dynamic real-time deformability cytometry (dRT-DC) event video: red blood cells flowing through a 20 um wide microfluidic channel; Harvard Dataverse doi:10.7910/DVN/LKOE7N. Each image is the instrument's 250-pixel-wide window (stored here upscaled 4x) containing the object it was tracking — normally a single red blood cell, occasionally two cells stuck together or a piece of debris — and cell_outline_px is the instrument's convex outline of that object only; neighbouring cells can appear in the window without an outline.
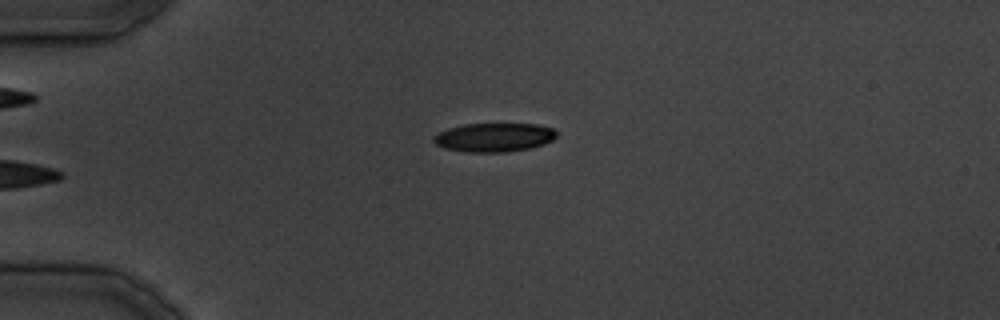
{"species": "common noctule bat (a hibernating species)", "species_latin": "Nyctalus noctula", "temperature_condition": "cold", "stored_images_in_passage": 19, "camera_frame_rate_fps": 3000, "um_per_image_px": 0.085, "animal": {"sex": "male", "body_mass_g": 19.5, "forearm_length_mm": 54.6}, "frame": {"image": 1, "passage_image": 1, "time_ms": 0.0, "image_size_px": [1000, 320], "cell_outline_px": [[556, 136], [552, 140], [544, 144], [532, 148], [508, 152], [464, 152], [444, 148], [436, 144], [432, 140], [432, 136], [448, 128], [464, 124], [536, 124], [552, 128], [556, 132]], "centroid_in_image_um": [41.98, 11.68], "position_along_channel_um": 43.0, "area_um2": 20.75}}
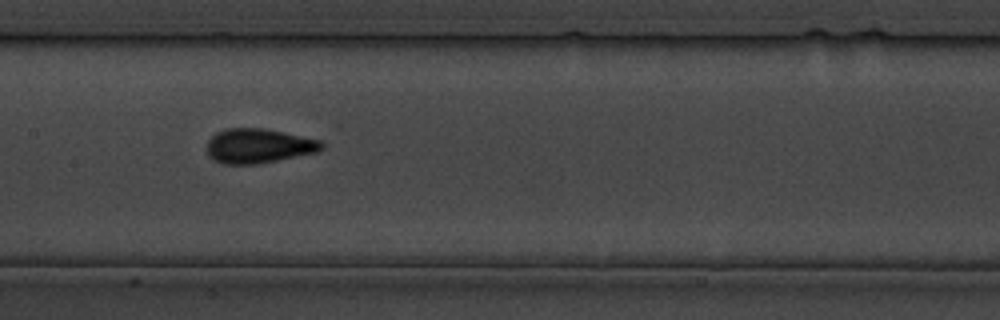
{"frame": {"image": 2, "passage_image": 10, "time_ms": 11.333, "image_size_px": [1000, 320], "cell_outline_px": [[324, 148], [320, 152], [256, 164], [224, 164], [212, 160], [208, 156], [208, 140], [216, 132], [224, 128], [264, 128], [284, 132], [320, 140], [324, 144]], "centroid_in_image_um": [21.98, 12.4], "position_along_channel_um": 185.4, "area_um2": 23.29}}
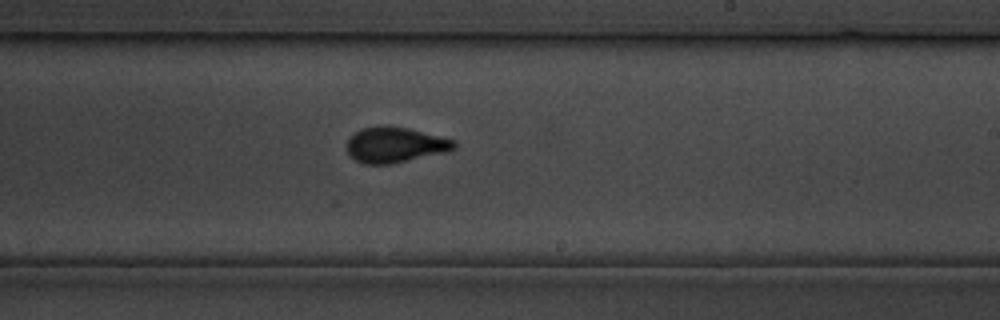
{"frame": {"image": 3, "passage_image": 14, "time_ms": 16.0, "image_size_px": [1000, 320], "cell_outline_px": [[456, 148], [448, 152], [392, 164], [364, 164], [356, 160], [348, 152], [348, 140], [356, 132], [364, 128], [380, 124], [388, 124], [408, 128], [456, 140]], "centroid_in_image_um": [33.63, 12.3], "position_along_channel_um": 255.4, "area_um2": 22.37}}